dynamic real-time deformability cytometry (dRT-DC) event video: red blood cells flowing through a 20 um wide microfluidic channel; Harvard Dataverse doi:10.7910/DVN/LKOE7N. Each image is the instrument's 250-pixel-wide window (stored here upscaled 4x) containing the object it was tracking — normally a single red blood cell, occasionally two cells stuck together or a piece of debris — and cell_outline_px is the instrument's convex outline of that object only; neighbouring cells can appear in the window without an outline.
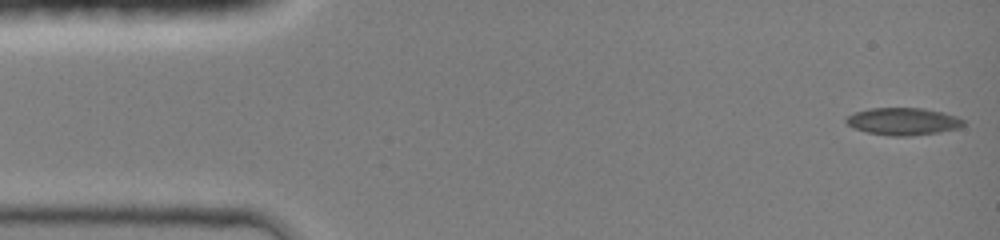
{"species": "common noctule bat (a hibernating species)", "species_latin": "Nyctalus noctula", "temperature_condition": "room temperature", "stored_images_in_passage": 27, "camera_frame_rate_fps": 3000, "um_per_image_px": 0.085, "animal": {"sex": "female", "body_mass_g": 19.0, "forearm_length_mm": 51.5}, "frame": {"image": 1, "passage_image": 1, "time_ms": 0.0, "image_size_px": [1000, 240], "cell_outline_px": [[964, 124], [960, 128], [940, 132], [908, 136], [888, 136], [868, 132], [856, 128], [848, 124], [844, 120], [848, 116], [856, 112], [868, 108], [924, 108], [944, 112], [956, 116], [964, 120]], "centroid_in_image_um": [76.8, 10.31], "position_along_channel_um": 8.2, "area_um2": 18.67}}
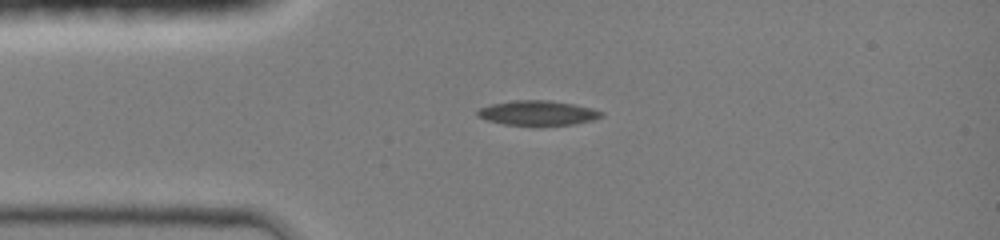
{"frame": {"image": 2, "passage_image": 20, "time_ms": 3.0, "image_size_px": [1000, 240], "cell_outline_px": [[604, 116], [592, 120], [572, 124], [540, 128], [536, 128], [504, 124], [488, 120], [476, 116], [476, 112], [480, 108], [492, 104], [512, 100], [548, 100], [572, 104], [592, 108], [604, 112]], "centroid_in_image_um": [45.71, 9.64], "position_along_channel_um": 39.3, "area_um2": 18.5}}